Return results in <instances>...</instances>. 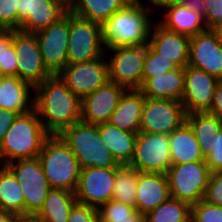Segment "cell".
<instances>
[{"label":"cell","instance_id":"cell-1","mask_svg":"<svg viewBox=\"0 0 222 222\" xmlns=\"http://www.w3.org/2000/svg\"><path fill=\"white\" fill-rule=\"evenodd\" d=\"M34 96V109L50 135H59L81 120V99L58 74L51 75L35 87Z\"/></svg>","mask_w":222,"mask_h":222},{"label":"cell","instance_id":"cell-2","mask_svg":"<svg viewBox=\"0 0 222 222\" xmlns=\"http://www.w3.org/2000/svg\"><path fill=\"white\" fill-rule=\"evenodd\" d=\"M49 136L35 109L18 115L6 132L0 147V165L39 157Z\"/></svg>","mask_w":222,"mask_h":222},{"label":"cell","instance_id":"cell-3","mask_svg":"<svg viewBox=\"0 0 222 222\" xmlns=\"http://www.w3.org/2000/svg\"><path fill=\"white\" fill-rule=\"evenodd\" d=\"M152 12L137 3L117 10L101 24V38L105 52L119 46L143 43L149 39L154 20Z\"/></svg>","mask_w":222,"mask_h":222},{"label":"cell","instance_id":"cell-4","mask_svg":"<svg viewBox=\"0 0 222 222\" xmlns=\"http://www.w3.org/2000/svg\"><path fill=\"white\" fill-rule=\"evenodd\" d=\"M59 136L69 146L81 169L119 168L121 166L100 138L97 125L80 120L65 128Z\"/></svg>","mask_w":222,"mask_h":222},{"label":"cell","instance_id":"cell-5","mask_svg":"<svg viewBox=\"0 0 222 222\" xmlns=\"http://www.w3.org/2000/svg\"><path fill=\"white\" fill-rule=\"evenodd\" d=\"M39 159L52 189L76 192L81 168L75 155L59 135H50L45 140Z\"/></svg>","mask_w":222,"mask_h":222},{"label":"cell","instance_id":"cell-6","mask_svg":"<svg viewBox=\"0 0 222 222\" xmlns=\"http://www.w3.org/2000/svg\"><path fill=\"white\" fill-rule=\"evenodd\" d=\"M152 48L150 39L130 46H119L108 49L109 81L129 89H140L143 85V64Z\"/></svg>","mask_w":222,"mask_h":222},{"label":"cell","instance_id":"cell-7","mask_svg":"<svg viewBox=\"0 0 222 222\" xmlns=\"http://www.w3.org/2000/svg\"><path fill=\"white\" fill-rule=\"evenodd\" d=\"M15 176L25 198L24 218H33L51 190L39 157L19 159L5 165Z\"/></svg>","mask_w":222,"mask_h":222},{"label":"cell","instance_id":"cell-8","mask_svg":"<svg viewBox=\"0 0 222 222\" xmlns=\"http://www.w3.org/2000/svg\"><path fill=\"white\" fill-rule=\"evenodd\" d=\"M165 174L171 198L193 206L204 198L211 172L201 161L172 164Z\"/></svg>","mask_w":222,"mask_h":222},{"label":"cell","instance_id":"cell-9","mask_svg":"<svg viewBox=\"0 0 222 222\" xmlns=\"http://www.w3.org/2000/svg\"><path fill=\"white\" fill-rule=\"evenodd\" d=\"M104 54L101 24L69 11L68 64L101 58Z\"/></svg>","mask_w":222,"mask_h":222},{"label":"cell","instance_id":"cell-10","mask_svg":"<svg viewBox=\"0 0 222 222\" xmlns=\"http://www.w3.org/2000/svg\"><path fill=\"white\" fill-rule=\"evenodd\" d=\"M171 165L169 134L138 132L129 166L142 173L165 174Z\"/></svg>","mask_w":222,"mask_h":222},{"label":"cell","instance_id":"cell-11","mask_svg":"<svg viewBox=\"0 0 222 222\" xmlns=\"http://www.w3.org/2000/svg\"><path fill=\"white\" fill-rule=\"evenodd\" d=\"M13 45L18 60L17 77L34 88L53 75L43 62L35 33L13 30Z\"/></svg>","mask_w":222,"mask_h":222},{"label":"cell","instance_id":"cell-12","mask_svg":"<svg viewBox=\"0 0 222 222\" xmlns=\"http://www.w3.org/2000/svg\"><path fill=\"white\" fill-rule=\"evenodd\" d=\"M186 119L181 101L145 97L141 114L140 131L151 134H170Z\"/></svg>","mask_w":222,"mask_h":222},{"label":"cell","instance_id":"cell-13","mask_svg":"<svg viewBox=\"0 0 222 222\" xmlns=\"http://www.w3.org/2000/svg\"><path fill=\"white\" fill-rule=\"evenodd\" d=\"M58 75L82 100L109 81L106 55L86 62L67 64Z\"/></svg>","mask_w":222,"mask_h":222},{"label":"cell","instance_id":"cell-14","mask_svg":"<svg viewBox=\"0 0 222 222\" xmlns=\"http://www.w3.org/2000/svg\"><path fill=\"white\" fill-rule=\"evenodd\" d=\"M35 34L45 67L53 75L59 74L68 64L69 11Z\"/></svg>","mask_w":222,"mask_h":222},{"label":"cell","instance_id":"cell-15","mask_svg":"<svg viewBox=\"0 0 222 222\" xmlns=\"http://www.w3.org/2000/svg\"><path fill=\"white\" fill-rule=\"evenodd\" d=\"M118 168L88 167L80 170L76 201L98 209L112 199Z\"/></svg>","mask_w":222,"mask_h":222},{"label":"cell","instance_id":"cell-16","mask_svg":"<svg viewBox=\"0 0 222 222\" xmlns=\"http://www.w3.org/2000/svg\"><path fill=\"white\" fill-rule=\"evenodd\" d=\"M219 82L218 78L203 70L190 65L186 66L184 95L181 101L186 115L197 112H208Z\"/></svg>","mask_w":222,"mask_h":222},{"label":"cell","instance_id":"cell-17","mask_svg":"<svg viewBox=\"0 0 222 222\" xmlns=\"http://www.w3.org/2000/svg\"><path fill=\"white\" fill-rule=\"evenodd\" d=\"M189 65L222 80V42L215 29L191 37Z\"/></svg>","mask_w":222,"mask_h":222},{"label":"cell","instance_id":"cell-18","mask_svg":"<svg viewBox=\"0 0 222 222\" xmlns=\"http://www.w3.org/2000/svg\"><path fill=\"white\" fill-rule=\"evenodd\" d=\"M125 88L108 81L81 100V120L98 125L110 121Z\"/></svg>","mask_w":222,"mask_h":222},{"label":"cell","instance_id":"cell-19","mask_svg":"<svg viewBox=\"0 0 222 222\" xmlns=\"http://www.w3.org/2000/svg\"><path fill=\"white\" fill-rule=\"evenodd\" d=\"M67 10L54 0H20L18 29L36 33L49 27Z\"/></svg>","mask_w":222,"mask_h":222},{"label":"cell","instance_id":"cell-20","mask_svg":"<svg viewBox=\"0 0 222 222\" xmlns=\"http://www.w3.org/2000/svg\"><path fill=\"white\" fill-rule=\"evenodd\" d=\"M149 39L152 48L160 57L171 60L183 68L189 65L191 37L168 30L157 20L152 25Z\"/></svg>","mask_w":222,"mask_h":222},{"label":"cell","instance_id":"cell-21","mask_svg":"<svg viewBox=\"0 0 222 222\" xmlns=\"http://www.w3.org/2000/svg\"><path fill=\"white\" fill-rule=\"evenodd\" d=\"M136 193V210L144 216L171 198L166 174L139 172Z\"/></svg>","mask_w":222,"mask_h":222},{"label":"cell","instance_id":"cell-22","mask_svg":"<svg viewBox=\"0 0 222 222\" xmlns=\"http://www.w3.org/2000/svg\"><path fill=\"white\" fill-rule=\"evenodd\" d=\"M185 68L176 65L169 72L149 77L140 90L146 98L182 101Z\"/></svg>","mask_w":222,"mask_h":222},{"label":"cell","instance_id":"cell-23","mask_svg":"<svg viewBox=\"0 0 222 222\" xmlns=\"http://www.w3.org/2000/svg\"><path fill=\"white\" fill-rule=\"evenodd\" d=\"M35 88L16 76H5L0 84V108L19 115L34 110Z\"/></svg>","mask_w":222,"mask_h":222},{"label":"cell","instance_id":"cell-24","mask_svg":"<svg viewBox=\"0 0 222 222\" xmlns=\"http://www.w3.org/2000/svg\"><path fill=\"white\" fill-rule=\"evenodd\" d=\"M145 96L140 89L125 90L109 123L131 133L140 131Z\"/></svg>","mask_w":222,"mask_h":222},{"label":"cell","instance_id":"cell-25","mask_svg":"<svg viewBox=\"0 0 222 222\" xmlns=\"http://www.w3.org/2000/svg\"><path fill=\"white\" fill-rule=\"evenodd\" d=\"M165 9L163 19L158 22L168 30L192 37L208 29L203 16L178 2Z\"/></svg>","mask_w":222,"mask_h":222},{"label":"cell","instance_id":"cell-26","mask_svg":"<svg viewBox=\"0 0 222 222\" xmlns=\"http://www.w3.org/2000/svg\"><path fill=\"white\" fill-rule=\"evenodd\" d=\"M169 146L172 164L205 161L196 137L186 122L169 134Z\"/></svg>","mask_w":222,"mask_h":222},{"label":"cell","instance_id":"cell-27","mask_svg":"<svg viewBox=\"0 0 222 222\" xmlns=\"http://www.w3.org/2000/svg\"><path fill=\"white\" fill-rule=\"evenodd\" d=\"M100 138L120 165H129L138 133L121 130L109 122L98 124Z\"/></svg>","mask_w":222,"mask_h":222},{"label":"cell","instance_id":"cell-28","mask_svg":"<svg viewBox=\"0 0 222 222\" xmlns=\"http://www.w3.org/2000/svg\"><path fill=\"white\" fill-rule=\"evenodd\" d=\"M76 202L75 193L51 188L33 219L36 222H67L69 212Z\"/></svg>","mask_w":222,"mask_h":222},{"label":"cell","instance_id":"cell-29","mask_svg":"<svg viewBox=\"0 0 222 222\" xmlns=\"http://www.w3.org/2000/svg\"><path fill=\"white\" fill-rule=\"evenodd\" d=\"M185 122L191 127L201 151L206 157L210 153L214 136L219 134L222 121L208 112L187 114Z\"/></svg>","mask_w":222,"mask_h":222},{"label":"cell","instance_id":"cell-30","mask_svg":"<svg viewBox=\"0 0 222 222\" xmlns=\"http://www.w3.org/2000/svg\"><path fill=\"white\" fill-rule=\"evenodd\" d=\"M25 198L14 174L0 165V211L14 213L24 218Z\"/></svg>","mask_w":222,"mask_h":222},{"label":"cell","instance_id":"cell-31","mask_svg":"<svg viewBox=\"0 0 222 222\" xmlns=\"http://www.w3.org/2000/svg\"><path fill=\"white\" fill-rule=\"evenodd\" d=\"M130 3L129 0H76L75 6L71 11L79 17L102 24L114 12Z\"/></svg>","mask_w":222,"mask_h":222},{"label":"cell","instance_id":"cell-32","mask_svg":"<svg viewBox=\"0 0 222 222\" xmlns=\"http://www.w3.org/2000/svg\"><path fill=\"white\" fill-rule=\"evenodd\" d=\"M138 171L129 166L121 165L116 172L113 185L112 200L122 202L136 208Z\"/></svg>","mask_w":222,"mask_h":222},{"label":"cell","instance_id":"cell-33","mask_svg":"<svg viewBox=\"0 0 222 222\" xmlns=\"http://www.w3.org/2000/svg\"><path fill=\"white\" fill-rule=\"evenodd\" d=\"M146 222H190L191 206L170 198L144 215Z\"/></svg>","mask_w":222,"mask_h":222},{"label":"cell","instance_id":"cell-34","mask_svg":"<svg viewBox=\"0 0 222 222\" xmlns=\"http://www.w3.org/2000/svg\"><path fill=\"white\" fill-rule=\"evenodd\" d=\"M100 222H142L144 216L135 207L110 200L98 209Z\"/></svg>","mask_w":222,"mask_h":222},{"label":"cell","instance_id":"cell-35","mask_svg":"<svg viewBox=\"0 0 222 222\" xmlns=\"http://www.w3.org/2000/svg\"><path fill=\"white\" fill-rule=\"evenodd\" d=\"M18 60L13 45V30H0V72L4 76H16Z\"/></svg>","mask_w":222,"mask_h":222},{"label":"cell","instance_id":"cell-36","mask_svg":"<svg viewBox=\"0 0 222 222\" xmlns=\"http://www.w3.org/2000/svg\"><path fill=\"white\" fill-rule=\"evenodd\" d=\"M175 66L176 64L173 61L160 57V54L151 48L149 56L143 64V83L149 77L169 72Z\"/></svg>","mask_w":222,"mask_h":222},{"label":"cell","instance_id":"cell-37","mask_svg":"<svg viewBox=\"0 0 222 222\" xmlns=\"http://www.w3.org/2000/svg\"><path fill=\"white\" fill-rule=\"evenodd\" d=\"M191 222H222V207L202 199L191 206Z\"/></svg>","mask_w":222,"mask_h":222},{"label":"cell","instance_id":"cell-38","mask_svg":"<svg viewBox=\"0 0 222 222\" xmlns=\"http://www.w3.org/2000/svg\"><path fill=\"white\" fill-rule=\"evenodd\" d=\"M20 0H0V30H18Z\"/></svg>","mask_w":222,"mask_h":222},{"label":"cell","instance_id":"cell-39","mask_svg":"<svg viewBox=\"0 0 222 222\" xmlns=\"http://www.w3.org/2000/svg\"><path fill=\"white\" fill-rule=\"evenodd\" d=\"M203 200L222 207V171L210 174Z\"/></svg>","mask_w":222,"mask_h":222},{"label":"cell","instance_id":"cell-40","mask_svg":"<svg viewBox=\"0 0 222 222\" xmlns=\"http://www.w3.org/2000/svg\"><path fill=\"white\" fill-rule=\"evenodd\" d=\"M67 222H100L99 213L94 207L76 202L69 212Z\"/></svg>","mask_w":222,"mask_h":222},{"label":"cell","instance_id":"cell-41","mask_svg":"<svg viewBox=\"0 0 222 222\" xmlns=\"http://www.w3.org/2000/svg\"><path fill=\"white\" fill-rule=\"evenodd\" d=\"M209 171H222V128L217 136H214L210 153L205 157Z\"/></svg>","mask_w":222,"mask_h":222},{"label":"cell","instance_id":"cell-42","mask_svg":"<svg viewBox=\"0 0 222 222\" xmlns=\"http://www.w3.org/2000/svg\"><path fill=\"white\" fill-rule=\"evenodd\" d=\"M205 23L208 29H215L222 24V0H206Z\"/></svg>","mask_w":222,"mask_h":222},{"label":"cell","instance_id":"cell-43","mask_svg":"<svg viewBox=\"0 0 222 222\" xmlns=\"http://www.w3.org/2000/svg\"><path fill=\"white\" fill-rule=\"evenodd\" d=\"M18 115L19 114L17 112L0 108V147L6 132Z\"/></svg>","mask_w":222,"mask_h":222},{"label":"cell","instance_id":"cell-44","mask_svg":"<svg viewBox=\"0 0 222 222\" xmlns=\"http://www.w3.org/2000/svg\"><path fill=\"white\" fill-rule=\"evenodd\" d=\"M208 113L215 115L222 121V80L216 86Z\"/></svg>","mask_w":222,"mask_h":222},{"label":"cell","instance_id":"cell-45","mask_svg":"<svg viewBox=\"0 0 222 222\" xmlns=\"http://www.w3.org/2000/svg\"><path fill=\"white\" fill-rule=\"evenodd\" d=\"M178 3L184 7L194 10L205 19L207 10L206 0H178Z\"/></svg>","mask_w":222,"mask_h":222},{"label":"cell","instance_id":"cell-46","mask_svg":"<svg viewBox=\"0 0 222 222\" xmlns=\"http://www.w3.org/2000/svg\"><path fill=\"white\" fill-rule=\"evenodd\" d=\"M147 2H143V0H138L136 3L139 6H142L145 10L152 11V14H155V10L153 9L159 7V8H165L167 5L177 3L178 0H145ZM154 10V11H153Z\"/></svg>","mask_w":222,"mask_h":222},{"label":"cell","instance_id":"cell-47","mask_svg":"<svg viewBox=\"0 0 222 222\" xmlns=\"http://www.w3.org/2000/svg\"><path fill=\"white\" fill-rule=\"evenodd\" d=\"M23 218L19 215L0 211V222H20Z\"/></svg>","mask_w":222,"mask_h":222},{"label":"cell","instance_id":"cell-48","mask_svg":"<svg viewBox=\"0 0 222 222\" xmlns=\"http://www.w3.org/2000/svg\"><path fill=\"white\" fill-rule=\"evenodd\" d=\"M64 7L67 11H71L76 3V0H54Z\"/></svg>","mask_w":222,"mask_h":222},{"label":"cell","instance_id":"cell-49","mask_svg":"<svg viewBox=\"0 0 222 222\" xmlns=\"http://www.w3.org/2000/svg\"><path fill=\"white\" fill-rule=\"evenodd\" d=\"M215 30L217 31L218 36H219V39H220L221 42H222V24L219 25L217 28H215Z\"/></svg>","mask_w":222,"mask_h":222},{"label":"cell","instance_id":"cell-50","mask_svg":"<svg viewBox=\"0 0 222 222\" xmlns=\"http://www.w3.org/2000/svg\"><path fill=\"white\" fill-rule=\"evenodd\" d=\"M20 222H36L33 218H23Z\"/></svg>","mask_w":222,"mask_h":222},{"label":"cell","instance_id":"cell-51","mask_svg":"<svg viewBox=\"0 0 222 222\" xmlns=\"http://www.w3.org/2000/svg\"><path fill=\"white\" fill-rule=\"evenodd\" d=\"M5 76L0 72V84Z\"/></svg>","mask_w":222,"mask_h":222},{"label":"cell","instance_id":"cell-52","mask_svg":"<svg viewBox=\"0 0 222 222\" xmlns=\"http://www.w3.org/2000/svg\"><path fill=\"white\" fill-rule=\"evenodd\" d=\"M131 3H136L138 0H129Z\"/></svg>","mask_w":222,"mask_h":222}]
</instances>
